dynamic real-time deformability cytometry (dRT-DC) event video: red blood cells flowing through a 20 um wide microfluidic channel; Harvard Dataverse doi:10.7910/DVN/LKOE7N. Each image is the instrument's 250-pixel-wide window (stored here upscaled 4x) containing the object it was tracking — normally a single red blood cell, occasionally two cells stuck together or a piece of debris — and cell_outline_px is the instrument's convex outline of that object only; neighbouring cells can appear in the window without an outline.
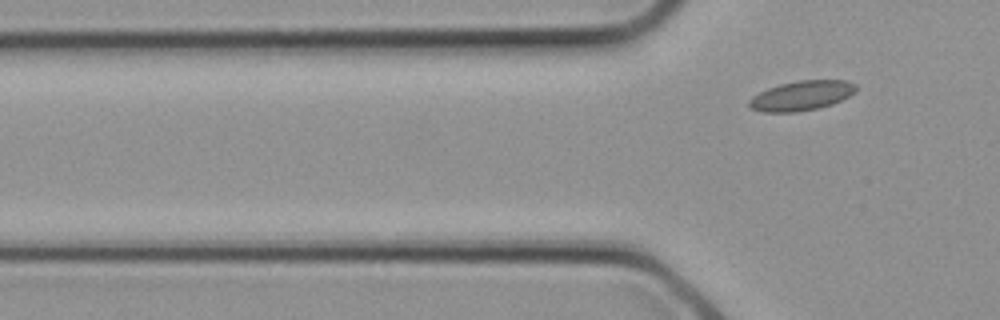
{"species": "common noctule bat (a hibernating species)", "species_latin": "Nyctalus noctula", "temperature_condition": "cold", "stored_images_in_passage": 2, "camera_frame_rate_fps": 3000, "um_per_image_px": 0.085, "animal": {"sex": "female", "body_mass_g": 21.9}, "frame": {"image": 1, "passage_image": 2, "time_ms": 0.333, "image_size_px": [1000, 320], "cell_outline_px": [[856, 92], [832, 104], [816, 108], [796, 112], [760, 112], [752, 108], [748, 104], [748, 100], [752, 96], [768, 88], [780, 84], [796, 80], [848, 80], [856, 84]], "centroid_in_image_um": [68.12, 8.12], "position_along_channel_um": 57.7, "area_um2": 18.5}}